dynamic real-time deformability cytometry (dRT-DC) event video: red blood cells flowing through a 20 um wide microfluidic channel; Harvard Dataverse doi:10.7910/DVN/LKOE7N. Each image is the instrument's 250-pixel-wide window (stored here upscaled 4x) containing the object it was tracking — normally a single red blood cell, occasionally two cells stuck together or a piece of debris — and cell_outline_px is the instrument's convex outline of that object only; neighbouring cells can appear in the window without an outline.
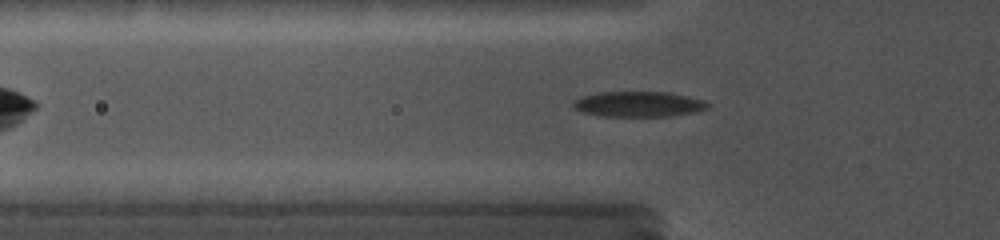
{"species": "common noctule bat (a hibernating species)", "species_latin": "Nyctalus noctula", "temperature_condition": "cold", "stored_images_in_passage": 34, "camera_frame_rate_fps": 5000, "um_per_image_px": 0.085, "animal": {"sex": "female", "body_mass_g": 19.0, "forearm_length_mm": 56.7}, "frame": {"image": 1, "passage_image": 2, "time_ms": 0.2, "image_size_px": [1000, 240], "cell_outline_px": [[712, 104], [708, 108], [696, 112], [668, 116], [600, 116], [584, 112], [572, 108], [572, 104], [576, 100], [584, 96], [600, 92], [668, 92], [688, 96], [704, 100]], "centroid_in_image_um": [54.32, 8.85], "position_along_channel_um": 71.5, "area_um2": 19.88}}
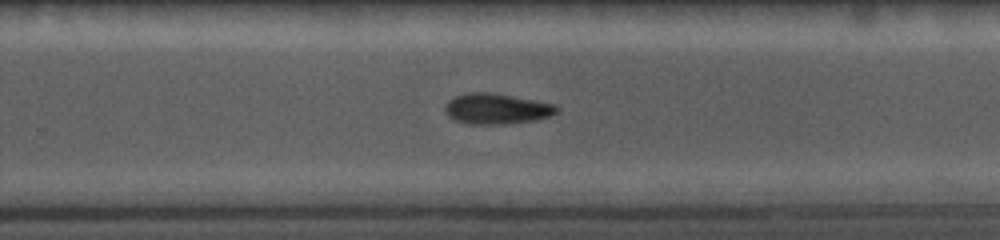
{"frame": {"image": 2, "passage_image": 22, "time_ms": 5.8, "image_size_px": [1000, 240], "cell_outline_px": [[560, 108], [556, 112], [548, 116], [536, 120], [504, 124], [468, 124], [456, 120], [448, 116], [444, 112], [444, 104], [448, 100], [456, 96], [468, 92], [492, 92], [556, 104]], "centroid_in_image_um": [42.18, 9.24], "position_along_channel_um": 287.6, "area_um2": 20.06}}
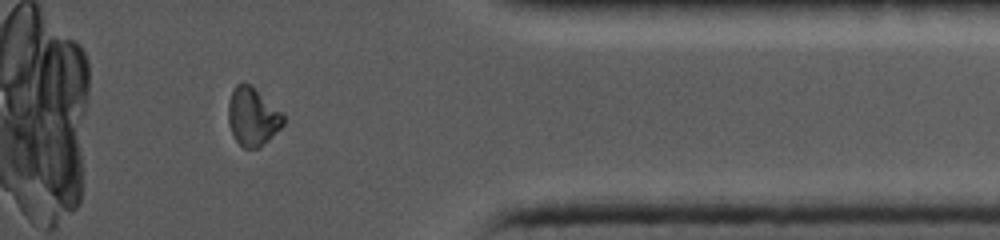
{"frame": {"image": 3, "passage_image": 31, "time_ms": 9.4, "image_size_px": [1000, 240], "cell_outline_px": [[284, 124], [260, 148], [244, 148], [236, 140], [228, 124], [228, 104], [232, 92], [236, 84], [240, 80], [244, 80], [252, 84], [284, 112]], "centroid_in_image_um": [21.49, 9.85], "position_along_channel_um": 413.7, "area_um2": 19.19}}